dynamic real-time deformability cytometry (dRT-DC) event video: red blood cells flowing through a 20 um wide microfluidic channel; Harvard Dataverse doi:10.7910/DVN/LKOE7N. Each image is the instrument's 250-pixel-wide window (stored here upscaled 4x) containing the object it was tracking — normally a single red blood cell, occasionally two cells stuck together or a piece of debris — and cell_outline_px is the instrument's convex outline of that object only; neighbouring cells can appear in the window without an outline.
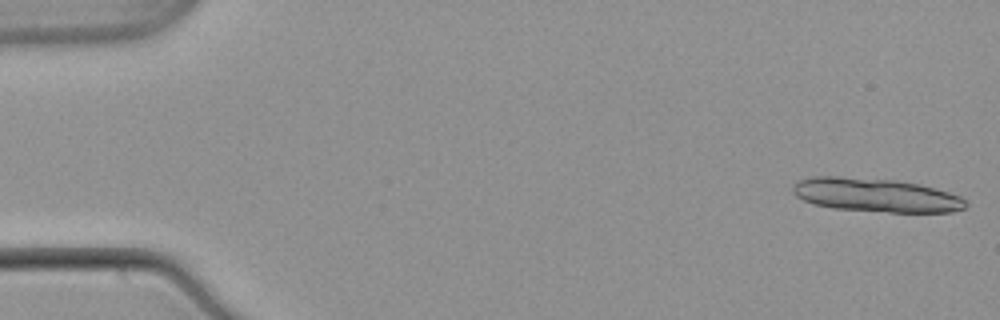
{"species": "common noctule bat (a hibernating species)", "species_latin": "Nyctalus noctula", "temperature_condition": "warm", "stored_images_in_passage": 14, "camera_frame_rate_fps": 3000, "um_per_image_px": 0.085, "animal": {"sex": "male", "body_mass_g": 21.5, "forearm_length_mm": 52.0}, "frame": {"image": 1, "passage_image": 1, "time_ms": 0.0, "image_size_px": [1000, 320], "cell_outline_px": [[968, 204], [964, 208], [952, 212], [888, 212], [832, 208], [812, 204], [796, 196], [792, 192], [792, 184], [796, 180], [812, 176], [840, 176], [896, 180], [920, 184], [948, 192], [960, 196]], "centroid_in_image_um": [74.39, 16.57], "position_along_channel_um": 10.6, "area_um2": 34.22}}